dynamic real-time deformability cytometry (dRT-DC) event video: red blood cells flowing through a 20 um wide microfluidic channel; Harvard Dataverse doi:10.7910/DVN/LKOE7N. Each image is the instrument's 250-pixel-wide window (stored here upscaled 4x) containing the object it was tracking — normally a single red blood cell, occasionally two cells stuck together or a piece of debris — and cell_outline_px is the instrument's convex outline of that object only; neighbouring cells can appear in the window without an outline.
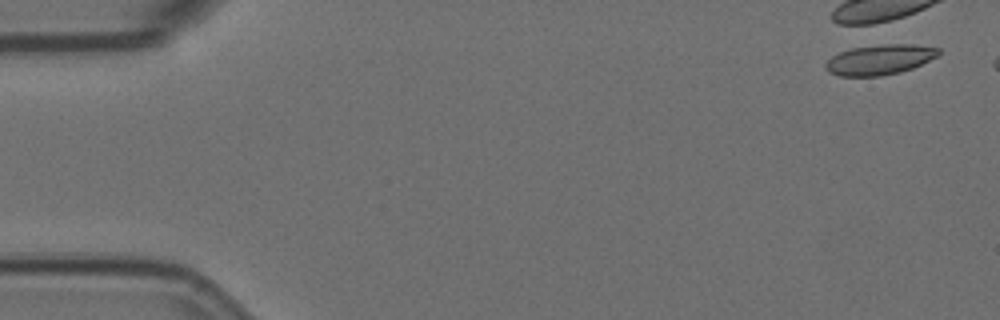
{"species": "Egyptian fruit bat (a non-hibernating species)", "species_latin": "Rousettus aegyptiacus", "temperature_condition": "room temperature", "stored_images_in_passage": 1, "camera_frame_rate_fps": 3000, "um_per_image_px": 0.085, "animal": {"sex": "female"}, "frame": {"image": 1, "passage_image": 1, "time_ms": 0.0, "image_size_px": [1000, 320], "cell_outline_px": [[940, 52], [936, 56], [912, 68], [900, 72], [880, 76], [840, 76], [828, 72], [824, 68], [824, 64], [832, 56], [840, 52], [852, 48], [884, 44], [912, 44], [940, 48]], "centroid_in_image_um": [74.74, 5.07], "position_along_channel_um": 10.3, "area_um2": 19.71}}